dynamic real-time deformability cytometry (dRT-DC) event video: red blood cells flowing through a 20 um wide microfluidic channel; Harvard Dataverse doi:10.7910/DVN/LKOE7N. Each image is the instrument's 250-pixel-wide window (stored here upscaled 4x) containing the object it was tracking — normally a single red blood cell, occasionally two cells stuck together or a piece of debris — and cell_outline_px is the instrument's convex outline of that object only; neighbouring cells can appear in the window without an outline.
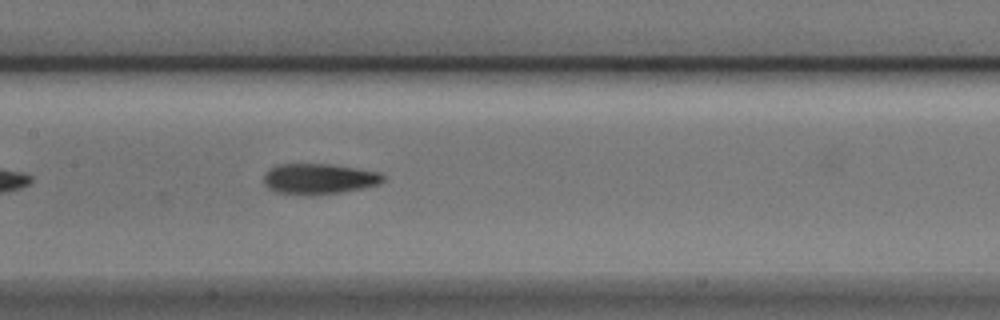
{"species": "Egyptian fruit bat (a non-hibernating species)", "species_latin": "Rousettus aegyptiacus", "temperature_condition": "cold", "stored_images_in_passage": 19, "camera_frame_rate_fps": 3000, "um_per_image_px": 0.085, "animal": {"sex": "male"}, "frame": {"image": 1, "passage_image": 13, "time_ms": 4.0, "image_size_px": [1000, 320], "cell_outline_px": [[384, 180], [380, 184], [364, 188], [340, 192], [312, 196], [304, 196], [276, 192], [268, 188], [264, 184], [264, 172], [268, 168], [276, 164], [332, 164], [380, 172], [384, 176]], "centroid_in_image_um": [27.08, 15.21], "position_along_channel_um": 180.3, "area_um2": 21.73}}
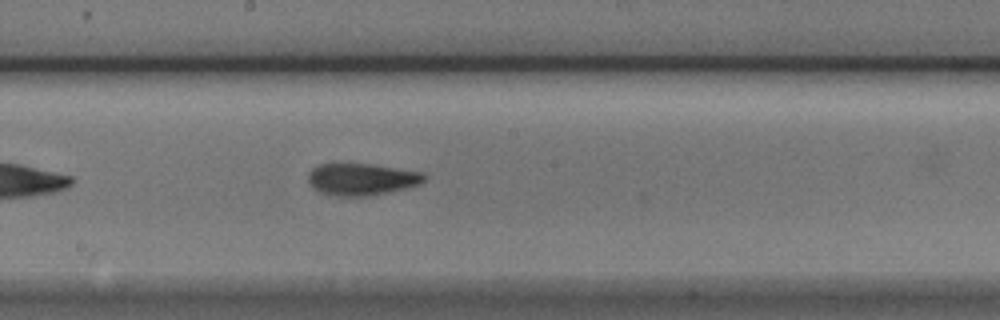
{"frame": {"image": 2, "passage_image": 16, "time_ms": 5.0, "image_size_px": [1000, 320], "cell_outline_px": [[424, 180], [420, 184], [368, 196], [336, 196], [320, 192], [312, 188], [308, 180], [308, 172], [316, 164], [332, 160], [372, 164], [420, 172], [424, 176]], "centroid_in_image_um": [30.59, 15.18], "position_along_channel_um": 217.6, "area_um2": 22.14}}
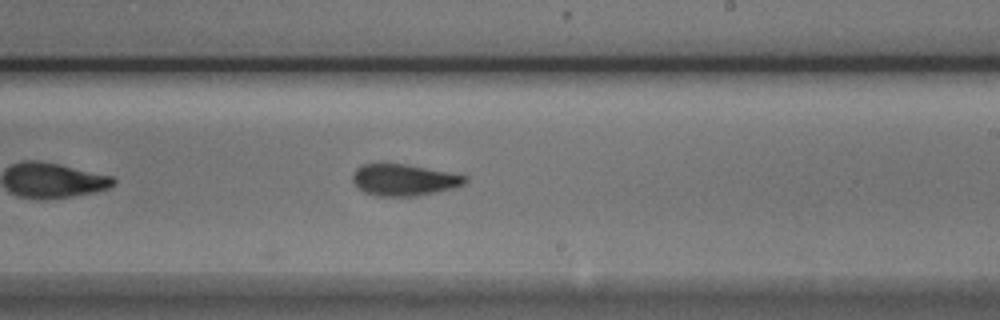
{"frame": {"image": 3, "passage_image": 19, "time_ms": 6.0, "image_size_px": [1000, 320], "cell_outline_px": [[468, 180], [464, 184], [456, 188], [416, 196], [376, 196], [364, 192], [352, 180], [352, 176], [356, 168], [364, 164], [404, 164], [448, 172], [468, 176]], "centroid_in_image_um": [34.37, 15.3], "position_along_channel_um": 254.6, "area_um2": 20.58}}